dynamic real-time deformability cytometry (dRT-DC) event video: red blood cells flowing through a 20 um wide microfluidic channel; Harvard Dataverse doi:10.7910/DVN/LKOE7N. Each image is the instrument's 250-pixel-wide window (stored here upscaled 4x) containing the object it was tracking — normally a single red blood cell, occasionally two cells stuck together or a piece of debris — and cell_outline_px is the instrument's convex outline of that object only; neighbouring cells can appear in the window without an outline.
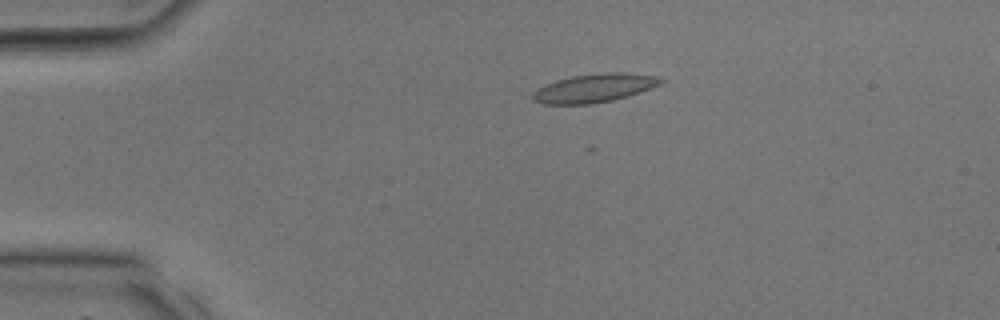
{"species": "common noctule bat (a hibernating species)", "species_latin": "Nyctalus noctula", "temperature_condition": "room temperature", "stored_images_in_passage": 33, "camera_frame_rate_fps": 3000, "um_per_image_px": 0.085, "animal": {"sex": "male", "body_mass_g": 17.9, "forearm_length_mm": 54.2}, "frame": {"image": 1, "passage_image": 4, "time_ms": 1.0, "image_size_px": [1000, 320], "cell_outline_px": [[664, 80], [660, 84], [628, 96], [612, 100], [588, 104], [544, 104], [536, 100], [532, 96], [532, 92], [536, 88], [544, 84], [556, 80], [572, 76], [604, 72], [620, 72], [656, 76]], "centroid_in_image_um": [50.47, 7.48], "position_along_channel_um": 34.5, "area_um2": 21.1}}
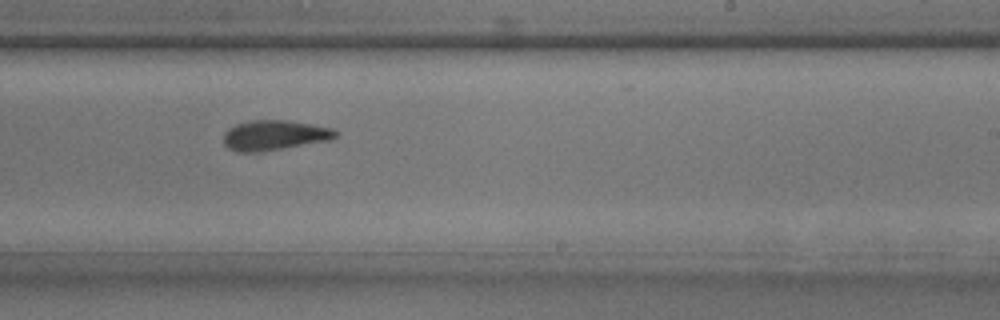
{"frame": {"image": 2, "passage_image": 19, "time_ms": 6.0, "image_size_px": [1000, 320], "cell_outline_px": [[340, 132], [332, 140], [256, 152], [236, 152], [228, 148], [224, 144], [224, 132], [228, 128], [236, 124], [252, 120], [288, 120], [312, 124], [332, 128]], "centroid_in_image_um": [23.33, 11.49], "position_along_channel_um": 265.7, "area_um2": 19.65}}
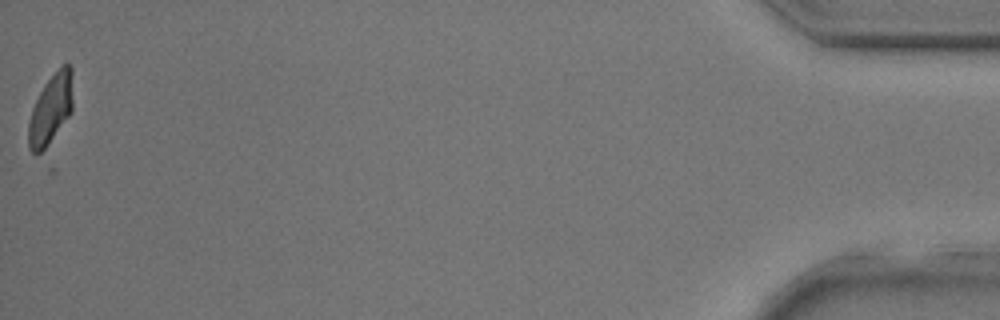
{"frame": {"image": 3, "passage_image": 33, "time_ms": 10.667, "image_size_px": [1000, 320], "cell_outline_px": [[72, 112], [40, 156], [36, 156], [28, 148], [28, 124], [32, 108], [44, 84], [60, 64], [68, 64], [72, 68]], "centroid_in_image_um": [4.31, 9.3], "position_along_channel_um": 430.9, "area_um2": 18.44}}